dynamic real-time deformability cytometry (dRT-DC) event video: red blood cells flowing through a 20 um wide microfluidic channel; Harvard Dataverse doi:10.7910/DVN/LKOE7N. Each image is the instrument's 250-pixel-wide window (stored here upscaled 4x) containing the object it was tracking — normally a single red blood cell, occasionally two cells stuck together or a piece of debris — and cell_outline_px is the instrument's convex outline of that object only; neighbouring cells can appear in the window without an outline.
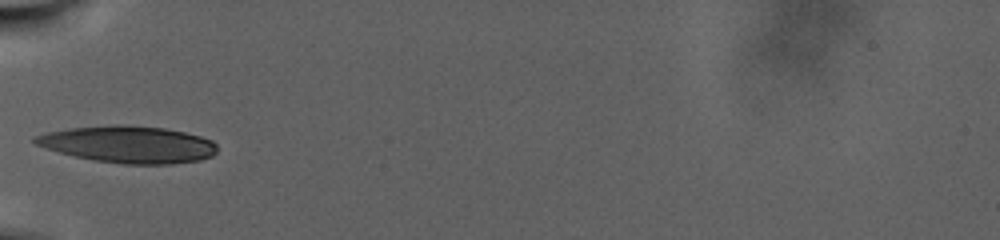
{"species": "human", "species_latin": "Homo sapiens", "temperature_condition": "warm", "stored_images_in_passage": 51, "camera_frame_rate_fps": 3000, "um_per_image_px": 0.085, "donor": {"sex": "male"}, "frame": {"image": 1, "passage_image": 1, "time_ms": 0.0, "image_size_px": [1000, 240], "cell_outline_px": [[216, 152], [212, 156], [200, 160], [168, 164], [124, 164], [92, 160], [44, 148], [36, 144], [32, 140], [32, 136], [48, 132], [72, 128], [116, 124], [120, 124], [164, 128], [184, 132], [200, 136], [212, 140], [216, 144]], "centroid_in_image_um": [10.91, 12.27], "position_along_channel_um": 74.1, "area_um2": 39.07}}
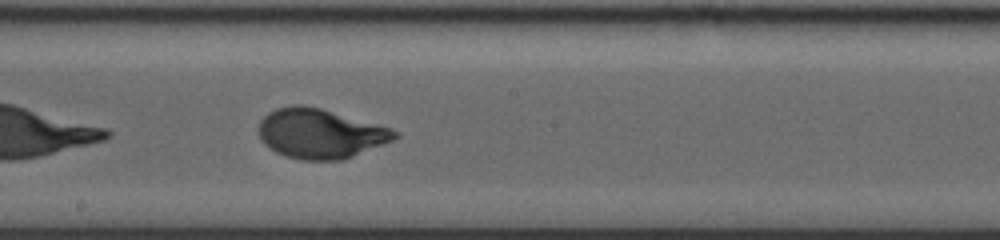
{"frame": {"image": 2, "passage_image": 21, "time_ms": 6.667, "image_size_px": [1000, 240], "cell_outline_px": [[400, 136], [392, 140], [352, 156], [340, 160], [304, 160], [284, 156], [268, 148], [260, 140], [256, 128], [260, 120], [268, 112], [276, 108], [296, 104], [300, 104], [320, 108], [392, 128], [400, 132]], "centroid_in_image_um": [27.16, 11.34], "position_along_channel_um": 221.0, "area_um2": 39.48}}
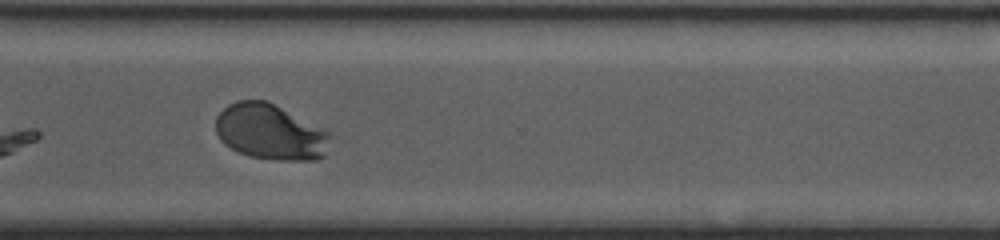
{"frame": {"image": 3, "passage_image": 38, "time_ms": 12.333, "image_size_px": [1000, 240], "cell_outline_px": [[328, 136], [324, 156], [316, 160], [280, 160], [248, 156], [224, 144], [220, 140], [216, 132], [216, 116], [228, 104], [236, 100], [268, 100], [328, 132]], "centroid_in_image_um": [22.91, 11.21], "position_along_channel_um": 347.7, "area_um2": 36.7}, "authors_computed_cell_mechanics": {"area_um2": 38.6104, "velocity_mm_per_s": 2.2353, "shape_relaxation_time_tau1_ms": 5.3904, "shape_relaxation_time_tau2_ms": null, "deformation_change_tau1": 0.2359, "deformation_change_tau2": null}}